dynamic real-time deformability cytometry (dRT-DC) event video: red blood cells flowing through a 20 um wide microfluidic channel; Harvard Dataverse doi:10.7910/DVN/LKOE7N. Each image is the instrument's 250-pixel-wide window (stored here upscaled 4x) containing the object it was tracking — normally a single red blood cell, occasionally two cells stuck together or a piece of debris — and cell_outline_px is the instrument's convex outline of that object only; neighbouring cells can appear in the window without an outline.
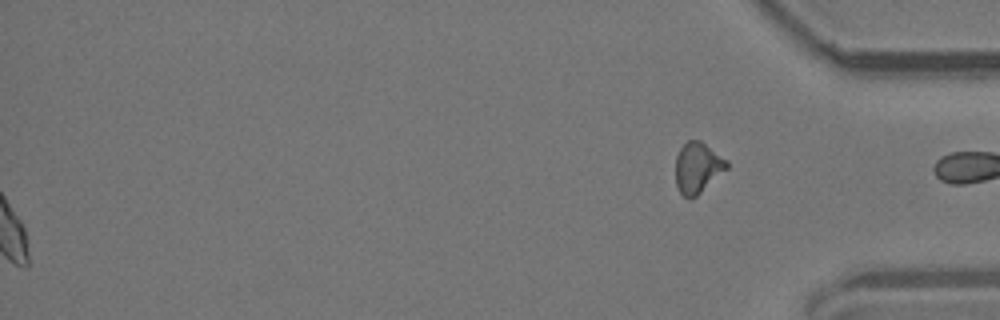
{"species": "common noctule bat (a hibernating species)", "species_latin": "Nyctalus noctula", "temperature_condition": "room temperature", "stored_images_in_passage": 55, "segment_of_instrument_passage": [2, 2], "camera_frame_rate_fps": 3000, "um_per_image_px": 0.085, "animal": {"sex": "male", "body_mass_g": 19.2, "forearm_length_mm": 51.8}, "frame": {"image": 1, "passage_image": 55, "time_ms": 18.0, "image_size_px": [1000, 320], "cell_outline_px": [[728, 168], [696, 196], [684, 196], [680, 192], [676, 184], [676, 156], [680, 148], [688, 140], [700, 140], [728, 160]], "centroid_in_image_um": [59.31, 14.22], "position_along_channel_um": 375.9, "area_um2": 14.91}}